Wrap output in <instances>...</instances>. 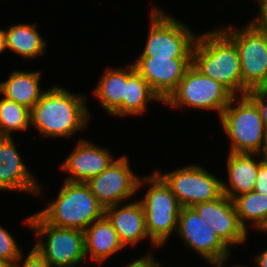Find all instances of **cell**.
I'll return each instance as SVG.
<instances>
[{
	"label": "cell",
	"mask_w": 267,
	"mask_h": 267,
	"mask_svg": "<svg viewBox=\"0 0 267 267\" xmlns=\"http://www.w3.org/2000/svg\"><path fill=\"white\" fill-rule=\"evenodd\" d=\"M23 256L21 254L11 267H51L34 248L29 251L28 255L25 256L26 258ZM22 257L25 259L24 261H22Z\"/></svg>",
	"instance_id": "obj_27"
},
{
	"label": "cell",
	"mask_w": 267,
	"mask_h": 267,
	"mask_svg": "<svg viewBox=\"0 0 267 267\" xmlns=\"http://www.w3.org/2000/svg\"><path fill=\"white\" fill-rule=\"evenodd\" d=\"M193 208L229 248L235 249L247 240L248 231L241 225L233 201L224 194Z\"/></svg>",
	"instance_id": "obj_14"
},
{
	"label": "cell",
	"mask_w": 267,
	"mask_h": 267,
	"mask_svg": "<svg viewBox=\"0 0 267 267\" xmlns=\"http://www.w3.org/2000/svg\"><path fill=\"white\" fill-rule=\"evenodd\" d=\"M23 223L36 233L33 248L51 267H78L87 261L83 230L53 226L37 212Z\"/></svg>",
	"instance_id": "obj_5"
},
{
	"label": "cell",
	"mask_w": 267,
	"mask_h": 267,
	"mask_svg": "<svg viewBox=\"0 0 267 267\" xmlns=\"http://www.w3.org/2000/svg\"><path fill=\"white\" fill-rule=\"evenodd\" d=\"M0 267H11V265L5 260L0 258Z\"/></svg>",
	"instance_id": "obj_34"
},
{
	"label": "cell",
	"mask_w": 267,
	"mask_h": 267,
	"mask_svg": "<svg viewBox=\"0 0 267 267\" xmlns=\"http://www.w3.org/2000/svg\"><path fill=\"white\" fill-rule=\"evenodd\" d=\"M139 177L130 167L126 155L116 157L104 171L91 178L86 184L98 202L107 208L123 204L138 191Z\"/></svg>",
	"instance_id": "obj_12"
},
{
	"label": "cell",
	"mask_w": 267,
	"mask_h": 267,
	"mask_svg": "<svg viewBox=\"0 0 267 267\" xmlns=\"http://www.w3.org/2000/svg\"><path fill=\"white\" fill-rule=\"evenodd\" d=\"M89 112L86 96L55 85L46 89L30 110V125L41 136L69 138L88 126Z\"/></svg>",
	"instance_id": "obj_1"
},
{
	"label": "cell",
	"mask_w": 267,
	"mask_h": 267,
	"mask_svg": "<svg viewBox=\"0 0 267 267\" xmlns=\"http://www.w3.org/2000/svg\"><path fill=\"white\" fill-rule=\"evenodd\" d=\"M146 183L150 188L139 201L144 209L148 235L161 248L170 235L177 232L181 205L169 186L155 171L140 178L138 190Z\"/></svg>",
	"instance_id": "obj_6"
},
{
	"label": "cell",
	"mask_w": 267,
	"mask_h": 267,
	"mask_svg": "<svg viewBox=\"0 0 267 267\" xmlns=\"http://www.w3.org/2000/svg\"><path fill=\"white\" fill-rule=\"evenodd\" d=\"M13 139V137H0V191L43 195L41 184L27 169Z\"/></svg>",
	"instance_id": "obj_16"
},
{
	"label": "cell",
	"mask_w": 267,
	"mask_h": 267,
	"mask_svg": "<svg viewBox=\"0 0 267 267\" xmlns=\"http://www.w3.org/2000/svg\"><path fill=\"white\" fill-rule=\"evenodd\" d=\"M255 261L257 267H267V248L256 255Z\"/></svg>",
	"instance_id": "obj_32"
},
{
	"label": "cell",
	"mask_w": 267,
	"mask_h": 267,
	"mask_svg": "<svg viewBox=\"0 0 267 267\" xmlns=\"http://www.w3.org/2000/svg\"><path fill=\"white\" fill-rule=\"evenodd\" d=\"M20 249L14 236L0 225V258L12 266L23 254Z\"/></svg>",
	"instance_id": "obj_26"
},
{
	"label": "cell",
	"mask_w": 267,
	"mask_h": 267,
	"mask_svg": "<svg viewBox=\"0 0 267 267\" xmlns=\"http://www.w3.org/2000/svg\"><path fill=\"white\" fill-rule=\"evenodd\" d=\"M149 252L150 253H146L145 256H141L137 260L133 261L132 263L130 262V264L124 267H157L160 262L157 261V259L153 256L154 254H152V250Z\"/></svg>",
	"instance_id": "obj_31"
},
{
	"label": "cell",
	"mask_w": 267,
	"mask_h": 267,
	"mask_svg": "<svg viewBox=\"0 0 267 267\" xmlns=\"http://www.w3.org/2000/svg\"><path fill=\"white\" fill-rule=\"evenodd\" d=\"M105 215L111 221L124 247H134L144 239L150 240L153 247H158L149 237L146 229L145 213L139 200L116 204L105 208Z\"/></svg>",
	"instance_id": "obj_17"
},
{
	"label": "cell",
	"mask_w": 267,
	"mask_h": 267,
	"mask_svg": "<svg viewBox=\"0 0 267 267\" xmlns=\"http://www.w3.org/2000/svg\"><path fill=\"white\" fill-rule=\"evenodd\" d=\"M261 159L256 160V156ZM267 158L263 154L228 152L226 169L228 183L222 181L223 194L229 199L254 191L259 165Z\"/></svg>",
	"instance_id": "obj_18"
},
{
	"label": "cell",
	"mask_w": 267,
	"mask_h": 267,
	"mask_svg": "<svg viewBox=\"0 0 267 267\" xmlns=\"http://www.w3.org/2000/svg\"><path fill=\"white\" fill-rule=\"evenodd\" d=\"M41 71L13 70L7 80L0 82V94L28 109L40 100Z\"/></svg>",
	"instance_id": "obj_20"
},
{
	"label": "cell",
	"mask_w": 267,
	"mask_h": 267,
	"mask_svg": "<svg viewBox=\"0 0 267 267\" xmlns=\"http://www.w3.org/2000/svg\"><path fill=\"white\" fill-rule=\"evenodd\" d=\"M220 29L238 49L242 83L249 90L267 88V31L251 21L244 27L230 24Z\"/></svg>",
	"instance_id": "obj_9"
},
{
	"label": "cell",
	"mask_w": 267,
	"mask_h": 267,
	"mask_svg": "<svg viewBox=\"0 0 267 267\" xmlns=\"http://www.w3.org/2000/svg\"><path fill=\"white\" fill-rule=\"evenodd\" d=\"M241 225L248 231L247 222L251 227L262 233L267 231V195L255 191L242 194L233 200ZM253 225V226H252Z\"/></svg>",
	"instance_id": "obj_24"
},
{
	"label": "cell",
	"mask_w": 267,
	"mask_h": 267,
	"mask_svg": "<svg viewBox=\"0 0 267 267\" xmlns=\"http://www.w3.org/2000/svg\"><path fill=\"white\" fill-rule=\"evenodd\" d=\"M234 95L221 83L209 78L191 65L175 91L163 103L170 108L186 107L215 111L218 118Z\"/></svg>",
	"instance_id": "obj_8"
},
{
	"label": "cell",
	"mask_w": 267,
	"mask_h": 267,
	"mask_svg": "<svg viewBox=\"0 0 267 267\" xmlns=\"http://www.w3.org/2000/svg\"><path fill=\"white\" fill-rule=\"evenodd\" d=\"M60 165L68 173L69 182L86 183L104 171L116 158L109 150L91 141L80 139Z\"/></svg>",
	"instance_id": "obj_15"
},
{
	"label": "cell",
	"mask_w": 267,
	"mask_h": 267,
	"mask_svg": "<svg viewBox=\"0 0 267 267\" xmlns=\"http://www.w3.org/2000/svg\"><path fill=\"white\" fill-rule=\"evenodd\" d=\"M232 267H249V266H245V265L242 266L239 264V265H235V266L232 265Z\"/></svg>",
	"instance_id": "obj_35"
},
{
	"label": "cell",
	"mask_w": 267,
	"mask_h": 267,
	"mask_svg": "<svg viewBox=\"0 0 267 267\" xmlns=\"http://www.w3.org/2000/svg\"><path fill=\"white\" fill-rule=\"evenodd\" d=\"M37 22L31 24H13L5 30L7 49L21 58L36 59L45 54L47 42L37 30Z\"/></svg>",
	"instance_id": "obj_23"
},
{
	"label": "cell",
	"mask_w": 267,
	"mask_h": 267,
	"mask_svg": "<svg viewBox=\"0 0 267 267\" xmlns=\"http://www.w3.org/2000/svg\"><path fill=\"white\" fill-rule=\"evenodd\" d=\"M254 191L267 195V158L259 165Z\"/></svg>",
	"instance_id": "obj_29"
},
{
	"label": "cell",
	"mask_w": 267,
	"mask_h": 267,
	"mask_svg": "<svg viewBox=\"0 0 267 267\" xmlns=\"http://www.w3.org/2000/svg\"><path fill=\"white\" fill-rule=\"evenodd\" d=\"M215 29L197 36L192 49V65L221 83L234 96L247 95L250 90L242 83L238 49L220 28Z\"/></svg>",
	"instance_id": "obj_2"
},
{
	"label": "cell",
	"mask_w": 267,
	"mask_h": 267,
	"mask_svg": "<svg viewBox=\"0 0 267 267\" xmlns=\"http://www.w3.org/2000/svg\"><path fill=\"white\" fill-rule=\"evenodd\" d=\"M7 49V44H6V33L5 29L0 28V54L3 51H6Z\"/></svg>",
	"instance_id": "obj_33"
},
{
	"label": "cell",
	"mask_w": 267,
	"mask_h": 267,
	"mask_svg": "<svg viewBox=\"0 0 267 267\" xmlns=\"http://www.w3.org/2000/svg\"><path fill=\"white\" fill-rule=\"evenodd\" d=\"M30 127V109L5 97L0 100V137H12L13 131Z\"/></svg>",
	"instance_id": "obj_25"
},
{
	"label": "cell",
	"mask_w": 267,
	"mask_h": 267,
	"mask_svg": "<svg viewBox=\"0 0 267 267\" xmlns=\"http://www.w3.org/2000/svg\"><path fill=\"white\" fill-rule=\"evenodd\" d=\"M248 95L259 106L263 121L267 126V88L250 90Z\"/></svg>",
	"instance_id": "obj_28"
},
{
	"label": "cell",
	"mask_w": 267,
	"mask_h": 267,
	"mask_svg": "<svg viewBox=\"0 0 267 267\" xmlns=\"http://www.w3.org/2000/svg\"><path fill=\"white\" fill-rule=\"evenodd\" d=\"M259 7L258 16L253 18L251 22L259 29L267 31V0H257Z\"/></svg>",
	"instance_id": "obj_30"
},
{
	"label": "cell",
	"mask_w": 267,
	"mask_h": 267,
	"mask_svg": "<svg viewBox=\"0 0 267 267\" xmlns=\"http://www.w3.org/2000/svg\"><path fill=\"white\" fill-rule=\"evenodd\" d=\"M219 122L230 140L228 152L267 155V126L259 106L248 94L234 96Z\"/></svg>",
	"instance_id": "obj_3"
},
{
	"label": "cell",
	"mask_w": 267,
	"mask_h": 267,
	"mask_svg": "<svg viewBox=\"0 0 267 267\" xmlns=\"http://www.w3.org/2000/svg\"><path fill=\"white\" fill-rule=\"evenodd\" d=\"M177 234L184 245L215 267H223L231 254L230 248L205 223L193 207H181Z\"/></svg>",
	"instance_id": "obj_11"
},
{
	"label": "cell",
	"mask_w": 267,
	"mask_h": 267,
	"mask_svg": "<svg viewBox=\"0 0 267 267\" xmlns=\"http://www.w3.org/2000/svg\"><path fill=\"white\" fill-rule=\"evenodd\" d=\"M133 64L164 103L192 65V58L138 57Z\"/></svg>",
	"instance_id": "obj_13"
},
{
	"label": "cell",
	"mask_w": 267,
	"mask_h": 267,
	"mask_svg": "<svg viewBox=\"0 0 267 267\" xmlns=\"http://www.w3.org/2000/svg\"><path fill=\"white\" fill-rule=\"evenodd\" d=\"M162 102L148 82L135 70L134 64L126 66L125 97L121 103V117L143 115L149 102Z\"/></svg>",
	"instance_id": "obj_22"
},
{
	"label": "cell",
	"mask_w": 267,
	"mask_h": 267,
	"mask_svg": "<svg viewBox=\"0 0 267 267\" xmlns=\"http://www.w3.org/2000/svg\"><path fill=\"white\" fill-rule=\"evenodd\" d=\"M155 172L169 186L181 207H193L223 195L222 180L201 165L190 164L168 173Z\"/></svg>",
	"instance_id": "obj_10"
},
{
	"label": "cell",
	"mask_w": 267,
	"mask_h": 267,
	"mask_svg": "<svg viewBox=\"0 0 267 267\" xmlns=\"http://www.w3.org/2000/svg\"><path fill=\"white\" fill-rule=\"evenodd\" d=\"M157 267H164V266H162V264L159 263Z\"/></svg>",
	"instance_id": "obj_36"
},
{
	"label": "cell",
	"mask_w": 267,
	"mask_h": 267,
	"mask_svg": "<svg viewBox=\"0 0 267 267\" xmlns=\"http://www.w3.org/2000/svg\"><path fill=\"white\" fill-rule=\"evenodd\" d=\"M126 66L107 67L93 89L101 107L111 116L121 117V103L125 97Z\"/></svg>",
	"instance_id": "obj_21"
},
{
	"label": "cell",
	"mask_w": 267,
	"mask_h": 267,
	"mask_svg": "<svg viewBox=\"0 0 267 267\" xmlns=\"http://www.w3.org/2000/svg\"><path fill=\"white\" fill-rule=\"evenodd\" d=\"M153 8L146 44L139 57L192 58V49L198 35L166 11Z\"/></svg>",
	"instance_id": "obj_7"
},
{
	"label": "cell",
	"mask_w": 267,
	"mask_h": 267,
	"mask_svg": "<svg viewBox=\"0 0 267 267\" xmlns=\"http://www.w3.org/2000/svg\"><path fill=\"white\" fill-rule=\"evenodd\" d=\"M86 259L93 263H102L115 253L124 249L118 233L113 228L111 221L104 214L94 221L84 231ZM89 256V257H88Z\"/></svg>",
	"instance_id": "obj_19"
},
{
	"label": "cell",
	"mask_w": 267,
	"mask_h": 267,
	"mask_svg": "<svg viewBox=\"0 0 267 267\" xmlns=\"http://www.w3.org/2000/svg\"><path fill=\"white\" fill-rule=\"evenodd\" d=\"M37 213L53 226L84 231L105 214V208L86 183L65 180L57 198Z\"/></svg>",
	"instance_id": "obj_4"
}]
</instances>
